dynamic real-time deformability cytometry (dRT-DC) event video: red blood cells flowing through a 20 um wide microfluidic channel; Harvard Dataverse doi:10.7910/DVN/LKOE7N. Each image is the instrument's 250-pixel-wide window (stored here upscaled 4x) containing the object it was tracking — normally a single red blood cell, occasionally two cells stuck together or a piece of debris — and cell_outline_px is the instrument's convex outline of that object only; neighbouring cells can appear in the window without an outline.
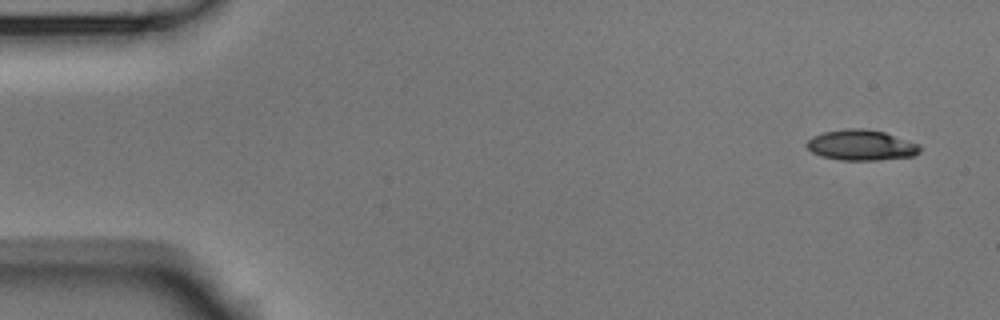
{"species": "Egyptian fruit bat (a non-hibernating species)", "species_latin": "Rousettus aegyptiacus", "temperature_condition": "room temperature", "stored_images_in_passage": 4, "camera_frame_rate_fps": 3000, "um_per_image_px": 0.085, "animal": {"sex": "male"}, "frame": {"image": 1, "passage_image": 1, "time_ms": 0.0, "image_size_px": [1000, 320], "cell_outline_px": [[920, 152], [912, 156], [880, 160], [840, 160], [820, 156], [812, 152], [804, 144], [812, 136], [824, 132], [844, 128], [864, 128], [884, 132], [920, 144]], "centroid_in_image_um": [73.18, 12.33], "position_along_channel_um": 11.8, "area_um2": 20.29}}
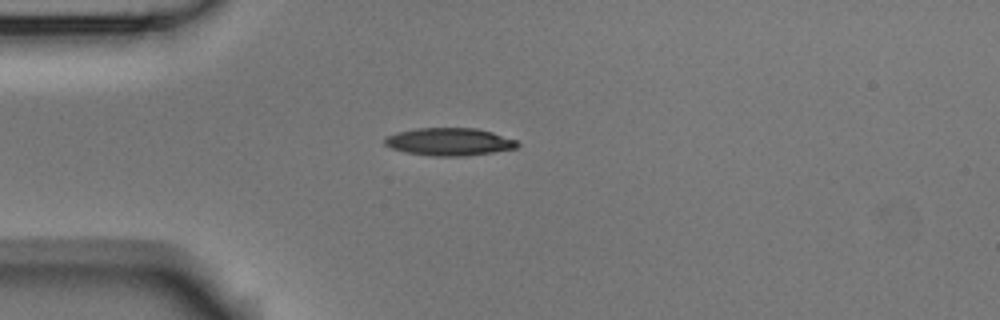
{"frame": {"image": 2, "passage_image": 4, "time_ms": 1.0, "image_size_px": [1000, 320], "cell_outline_px": [[520, 144], [516, 148], [492, 152], [464, 156], [432, 156], [404, 152], [392, 148], [384, 144], [384, 136], [396, 132], [416, 128], [476, 128], [492, 132], [516, 140]], "centroid_in_image_um": [38.15, 12.04], "position_along_channel_um": 46.9, "area_um2": 21.44}}